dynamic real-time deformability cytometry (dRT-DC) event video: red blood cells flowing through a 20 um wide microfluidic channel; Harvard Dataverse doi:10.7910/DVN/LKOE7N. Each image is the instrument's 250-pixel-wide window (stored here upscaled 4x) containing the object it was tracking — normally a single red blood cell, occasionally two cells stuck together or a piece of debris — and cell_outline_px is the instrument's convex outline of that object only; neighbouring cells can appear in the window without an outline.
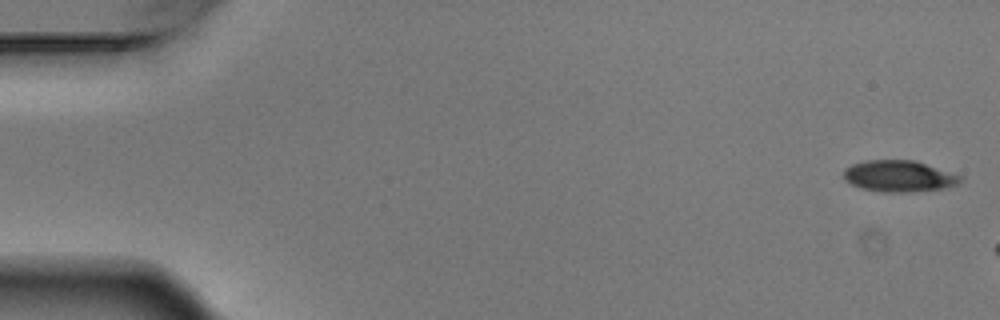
{"species": "Egyptian fruit bat (a non-hibernating species)", "species_latin": "Rousettus aegyptiacus", "temperature_condition": "warm", "stored_images_in_passage": 3, "camera_frame_rate_fps": 3000, "um_per_image_px": 0.085, "animal": {"sex": "male"}, "frame": {"image": 1, "passage_image": 1, "time_ms": 0.0, "image_size_px": [1000, 320], "cell_outline_px": [[964, 176], [956, 184], [944, 188], [908, 192], [880, 192], [860, 188], [848, 184], [844, 180], [844, 168], [852, 164], [864, 160], [916, 160]], "centroid_in_image_um": [76.38, 14.97], "position_along_channel_um": 8.6, "area_um2": 21.62}}